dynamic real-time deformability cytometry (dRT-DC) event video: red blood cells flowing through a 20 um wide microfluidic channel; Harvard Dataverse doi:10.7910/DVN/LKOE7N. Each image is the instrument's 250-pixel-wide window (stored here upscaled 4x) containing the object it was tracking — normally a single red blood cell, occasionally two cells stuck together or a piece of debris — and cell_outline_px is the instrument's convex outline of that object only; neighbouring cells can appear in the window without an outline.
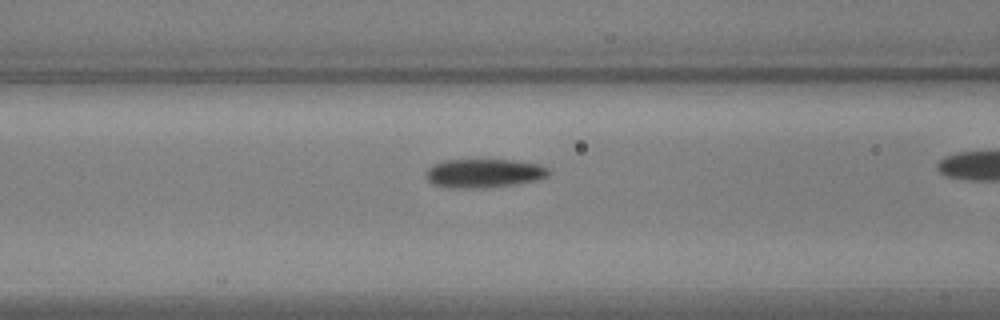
{"species": "common noctule bat (a hibernating species)", "species_latin": "Nyctalus noctula", "temperature_condition": "warm", "stored_images_in_passage": 31, "camera_frame_rate_fps": 3000, "um_per_image_px": 0.085, "animal": {"sex": "male", "body_mass_g": 17.9, "forearm_length_mm": 54.2}, "frame": {"image": 1, "passage_image": 11, "time_ms": 3.333, "image_size_px": [1000, 320], "cell_outline_px": [[548, 176], [536, 180], [516, 184], [484, 188], [452, 188], [432, 184], [428, 180], [428, 168], [432, 164], [444, 160], [512, 160], [540, 164], [548, 168]], "centroid_in_image_um": [41.14, 14.73], "position_along_channel_um": 125.5, "area_um2": 20.52}}
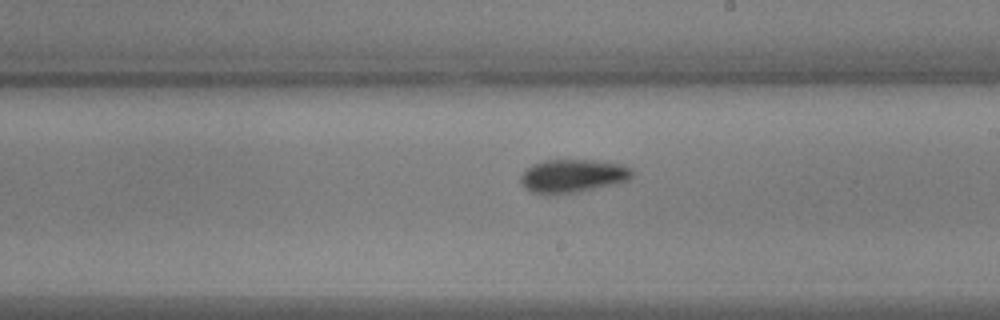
{"frame": {"image": 2, "passage_image": 20, "time_ms": 6.333, "image_size_px": [1000, 320], "cell_outline_px": [[632, 176], [628, 180], [616, 184], [580, 192], [532, 192], [520, 180], [520, 176], [532, 164], [544, 160], [596, 160], [620, 164], [632, 168]], "centroid_in_image_um": [48.75, 14.92], "position_along_channel_um": 240.2, "area_um2": 21.15}}
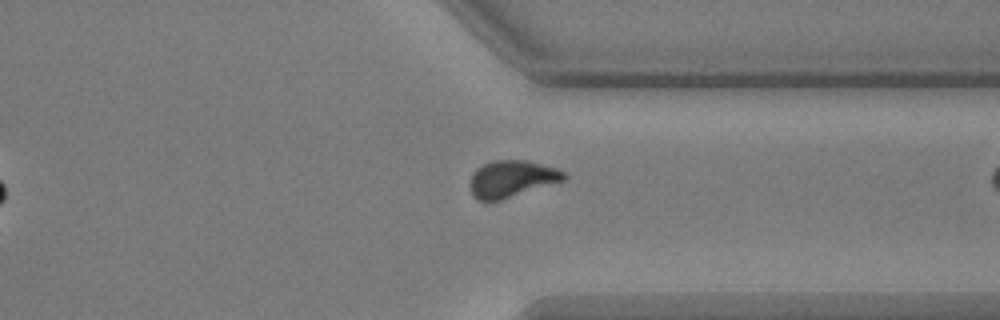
{"frame": {"image": 3, "passage_image": 30, "time_ms": 9.667, "image_size_px": [1000, 320], "cell_outline_px": [[568, 176], [564, 180], [488, 204], [476, 200], [472, 196], [472, 176], [476, 168], [492, 160], [528, 160], [556, 168], [564, 172]], "centroid_in_image_um": [43.48, 15.22], "position_along_channel_um": 367.9, "area_um2": 20.23}}